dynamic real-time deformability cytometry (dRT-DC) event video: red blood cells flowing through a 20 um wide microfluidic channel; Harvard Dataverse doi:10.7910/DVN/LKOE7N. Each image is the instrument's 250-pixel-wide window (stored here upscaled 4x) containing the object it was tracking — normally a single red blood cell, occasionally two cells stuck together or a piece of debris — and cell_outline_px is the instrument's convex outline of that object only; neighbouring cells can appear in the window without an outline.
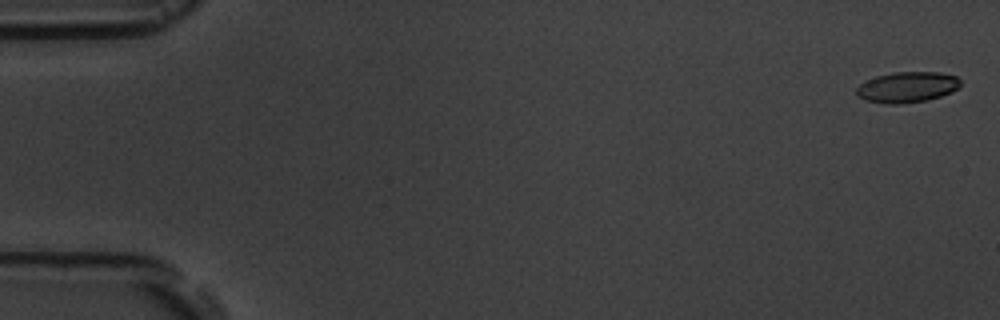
{"species": "common noctule bat (a hibernating species)", "species_latin": "Nyctalus noctula", "temperature_condition": "room temperature", "stored_images_in_passage": 4, "camera_frame_rate_fps": 3000, "um_per_image_px": 0.085, "animal": {"sex": "male", "body_mass_g": 19.5, "forearm_length_mm": 54.6}, "frame": {"image": 1, "passage_image": 1, "time_ms": 0.0, "image_size_px": [1000, 320], "cell_outline_px": [[960, 84], [952, 92], [928, 100], [900, 104], [888, 104], [864, 100], [856, 96], [856, 88], [864, 80], [876, 76], [892, 72], [940, 72], [956, 76], [960, 80]], "centroid_in_image_um": [77.06, 7.41], "position_along_channel_um": 7.9, "area_um2": 18.79}}
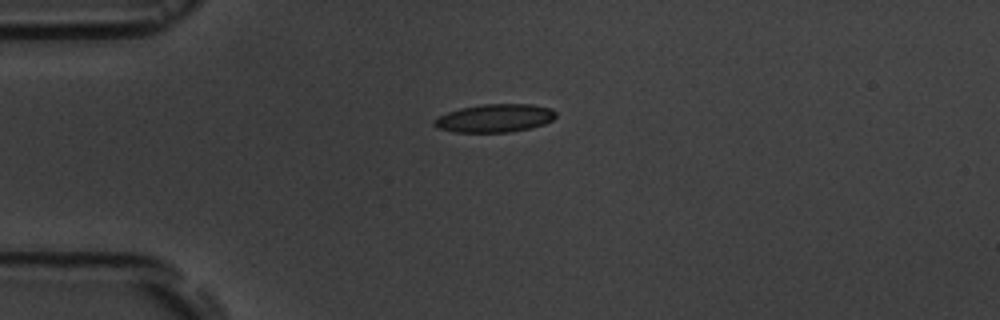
{"frame": {"image": 2, "passage_image": 4, "time_ms": 4.333, "image_size_px": [1000, 320], "cell_outline_px": [[556, 116], [552, 120], [544, 124], [532, 128], [512, 132], [452, 132], [440, 128], [432, 124], [432, 120], [436, 116], [460, 108], [484, 104], [532, 104], [552, 108], [556, 112]], "centroid_in_image_um": [42.06, 10.04], "position_along_channel_um": 42.9, "area_um2": 20.17}}